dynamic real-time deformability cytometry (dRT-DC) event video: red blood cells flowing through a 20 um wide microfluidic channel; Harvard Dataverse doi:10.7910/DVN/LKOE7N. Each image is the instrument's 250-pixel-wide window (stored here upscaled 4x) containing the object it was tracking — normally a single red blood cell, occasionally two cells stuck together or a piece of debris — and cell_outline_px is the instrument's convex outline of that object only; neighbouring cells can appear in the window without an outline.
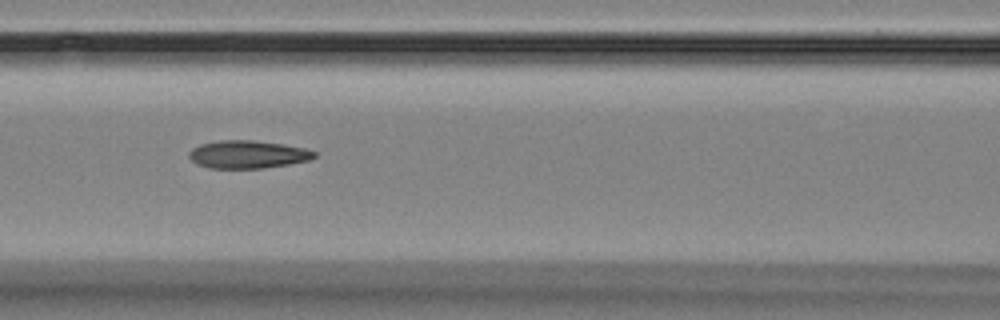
{"species": "Egyptian fruit bat (a non-hibernating species)", "species_latin": "Rousettus aegyptiacus", "temperature_condition": "room temperature", "stored_images_in_passage": 7, "camera_frame_rate_fps": 3000, "um_per_image_px": 0.085, "animal": {"sex": "female"}, "frame": {"image": 1, "passage_image": 4, "time_ms": 3.333, "image_size_px": [1000, 320], "cell_outline_px": [[316, 156], [308, 160], [288, 164], [264, 168], [208, 168], [196, 164], [188, 156], [188, 152], [192, 148], [200, 144], [220, 140], [252, 140], [284, 144], [304, 148], [316, 152]], "centroid_in_image_um": [21.02, 13.12], "position_along_channel_um": 145.6, "area_um2": 20.35}}
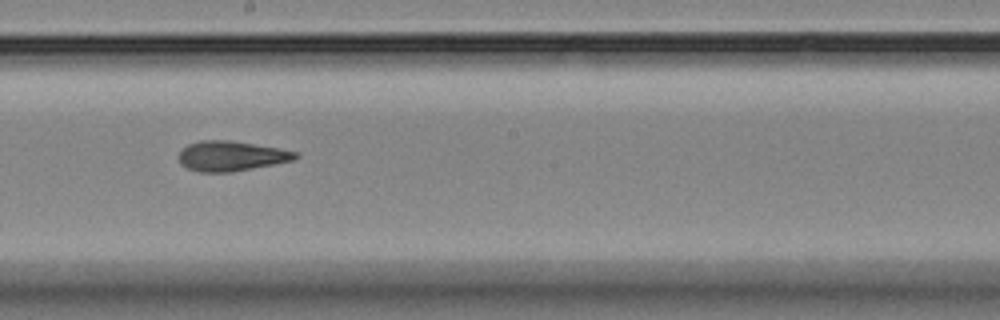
{"frame": {"image": 2, "passage_image": 6, "time_ms": 5.667, "image_size_px": [1000, 320], "cell_outline_px": [[300, 156], [292, 160], [232, 172], [200, 172], [188, 168], [180, 164], [180, 152], [188, 144], [200, 140], [228, 140], [280, 148], [296, 152]], "centroid_in_image_um": [19.64, 13.25], "position_along_channel_um": 228.6, "area_um2": 20.11}}
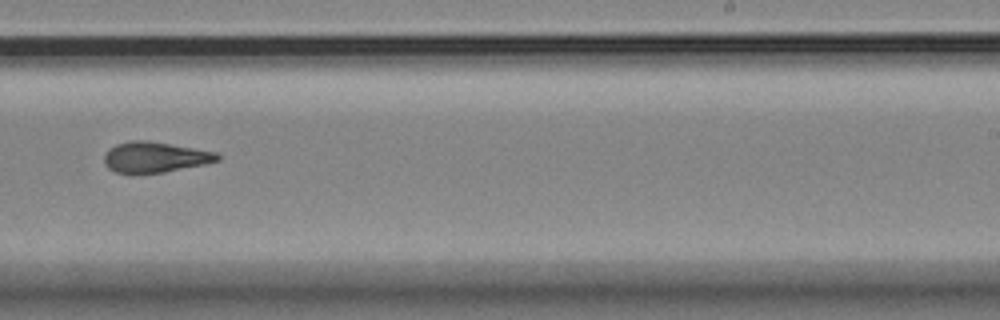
{"frame": {"image": 3, "passage_image": 7, "time_ms": 7.0, "image_size_px": [1000, 320], "cell_outline_px": [[220, 160], [204, 164], [164, 172], [140, 176], [132, 176], [116, 172], [108, 168], [104, 164], [104, 152], [116, 144], [128, 140], [148, 140], [216, 152], [220, 156]], "centroid_in_image_um": [13.09, 13.39], "position_along_channel_um": 275.9, "area_um2": 20.81}}